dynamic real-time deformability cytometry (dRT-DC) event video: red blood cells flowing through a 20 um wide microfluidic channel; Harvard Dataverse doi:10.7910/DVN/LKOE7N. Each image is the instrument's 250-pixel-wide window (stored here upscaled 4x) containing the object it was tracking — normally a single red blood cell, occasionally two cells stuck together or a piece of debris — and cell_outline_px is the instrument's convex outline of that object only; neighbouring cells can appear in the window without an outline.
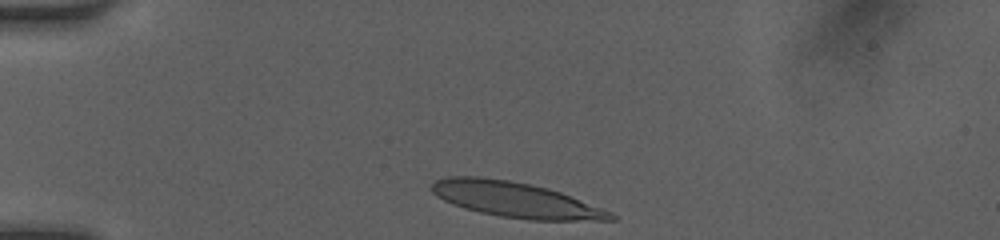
{"species": "human", "species_latin": "Homo sapiens", "temperature_condition": "room temperature", "stored_images_in_passage": 32, "camera_frame_rate_fps": 3000, "um_per_image_px": 0.085, "donor": {"sex": "female"}, "frame": {"image": 1, "passage_image": 1, "time_ms": 0.0, "image_size_px": [1000, 240], "cell_outline_px": [[616, 220], [528, 220], [500, 216], [480, 212], [464, 208], [452, 204], [436, 196], [432, 192], [432, 184], [436, 180], [448, 176], [480, 176], [508, 180], [548, 188], [560, 192], [612, 212], [616, 216]], "centroid_in_image_um": [43.8, 16.97], "position_along_channel_um": 41.2, "area_um2": 36.65}}
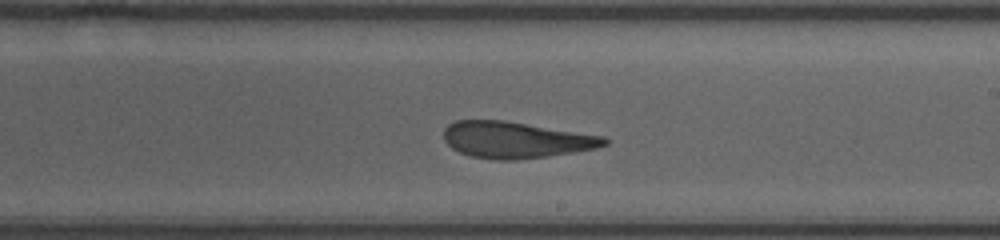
{"frame": {"image": 2, "passage_image": 19, "time_ms": 6.0, "image_size_px": [1000, 240], "cell_outline_px": [[608, 144], [596, 148], [572, 152], [516, 160], [492, 160], [472, 156], [460, 152], [452, 148], [444, 140], [444, 128], [448, 124], [456, 120], [504, 120], [604, 136], [608, 140]], "centroid_in_image_um": [43.81, 11.88], "position_along_channel_um": 245.2, "area_um2": 33.93}}
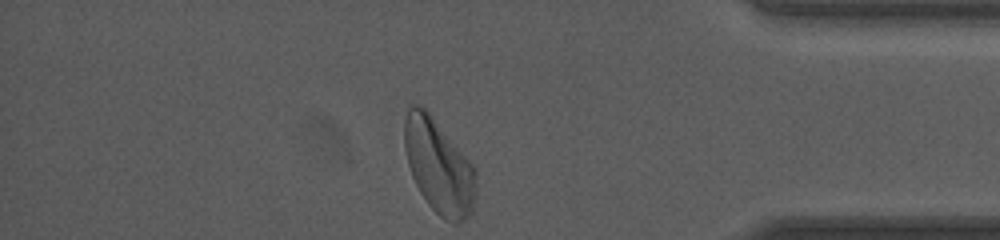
{"frame": {"image": 3, "passage_image": 32, "time_ms": 10.333, "image_size_px": [1000, 240], "cell_outline_px": [[476, 180], [472, 208], [468, 216], [464, 220], [456, 224], [452, 224], [444, 220], [428, 204], [420, 192], [412, 176], [408, 164], [404, 148], [404, 120], [408, 108], [412, 104], [420, 104], [432, 116], [476, 168]], "centroid_in_image_um": [37.28, 14.13], "position_along_channel_um": 397.9, "area_um2": 39.13}, "authors_computed_cell_mechanics": {"area_um2": 35.2291, "velocity_mm_per_s": 4.1039, "shape_relaxation_time_tau1_ms": 10.9805, "shape_relaxation_time_tau2_ms": 2.4621, "deformation_change_tau1": 0.3737, "deformation_change_tau2": 0.116}}